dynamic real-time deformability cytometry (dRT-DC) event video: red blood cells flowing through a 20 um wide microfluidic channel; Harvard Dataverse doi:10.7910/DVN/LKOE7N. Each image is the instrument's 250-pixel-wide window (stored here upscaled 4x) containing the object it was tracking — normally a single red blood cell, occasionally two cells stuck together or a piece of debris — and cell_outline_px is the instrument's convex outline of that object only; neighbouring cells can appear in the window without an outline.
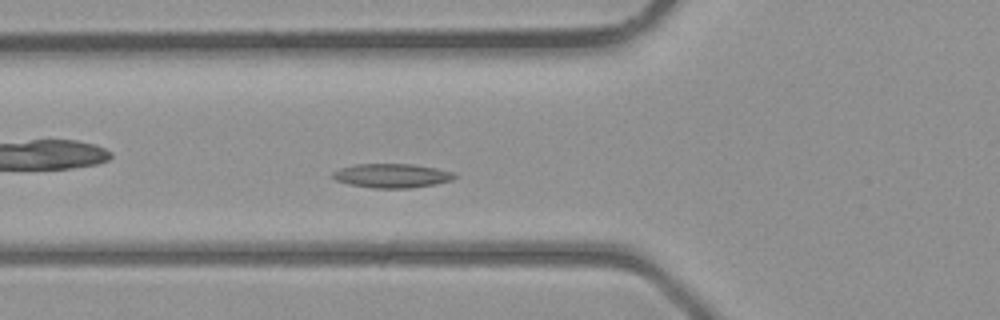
{"species": "common noctule bat (a hibernating species)", "species_latin": "Nyctalus noctula", "temperature_condition": "room temperature", "stored_images_in_passage": 31, "camera_frame_rate_fps": 3000, "um_per_image_px": 0.085, "animal": {"sex": "male", "body_mass_g": 23.1, "forearm_length_mm": 52.7}, "frame": {"image": 1, "passage_image": 4, "time_ms": 1.0, "image_size_px": [1000, 320], "cell_outline_px": [[456, 176], [452, 180], [436, 184], [412, 188], [372, 188], [348, 184], [336, 180], [332, 176], [332, 172], [340, 168], [356, 164], [412, 164], [436, 168], [456, 172]], "centroid_in_image_um": [33.33, 14.93], "position_along_channel_um": 92.5, "area_um2": 17.22}}
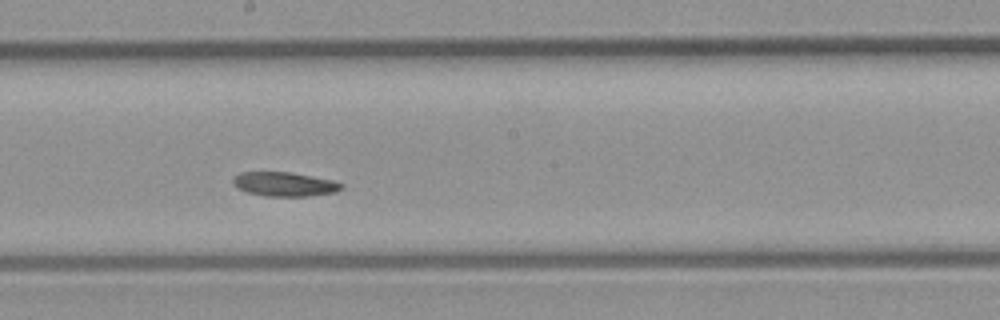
{"frame": {"image": 2, "passage_image": 12, "time_ms": 3.667, "image_size_px": [1000, 320], "cell_outline_px": [[344, 188], [336, 192], [312, 196], [264, 196], [248, 192], [236, 188], [232, 184], [232, 176], [240, 172], [288, 172], [332, 180], [344, 184]], "centroid_in_image_um": [24.16, 15.66], "position_along_channel_um": 224.0, "area_um2": 15.43}}
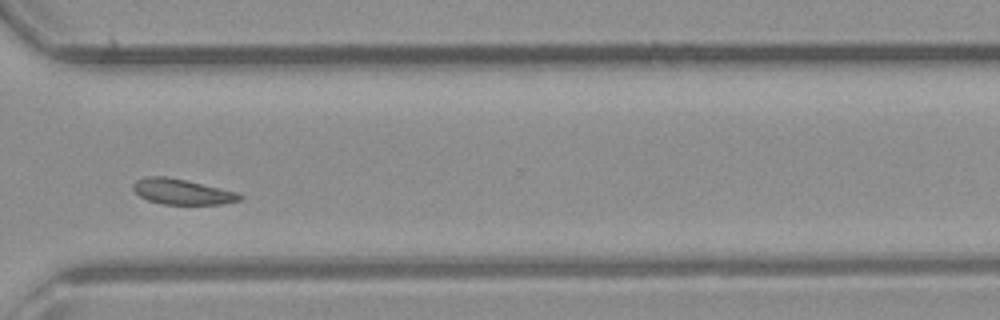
{"frame": {"image": 3, "passage_image": 20, "time_ms": 6.333, "image_size_px": [1000, 320], "cell_outline_px": [[244, 196], [240, 200], [220, 204], [164, 204], [148, 200], [140, 196], [132, 188], [132, 184], [136, 180], [144, 176], [168, 176], [236, 192]], "centroid_in_image_um": [15.43, 16.29], "position_along_channel_um": 355.2, "area_um2": 15.66}}